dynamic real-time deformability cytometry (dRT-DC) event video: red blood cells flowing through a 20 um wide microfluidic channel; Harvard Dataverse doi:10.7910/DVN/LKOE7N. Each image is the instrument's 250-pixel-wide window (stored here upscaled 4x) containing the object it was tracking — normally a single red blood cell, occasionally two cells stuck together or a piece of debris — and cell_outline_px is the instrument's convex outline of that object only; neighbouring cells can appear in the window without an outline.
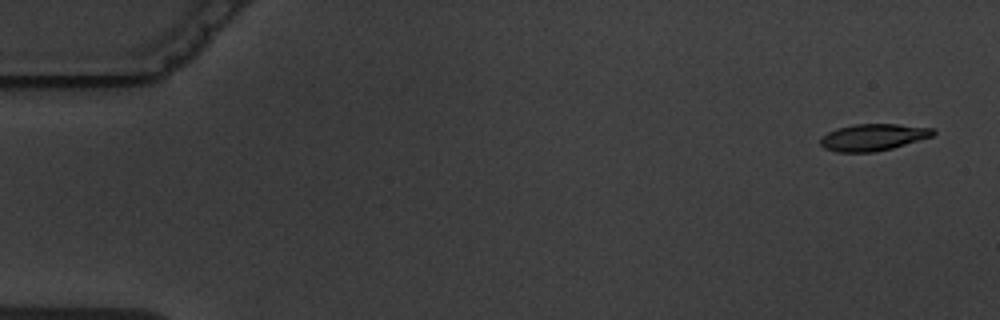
{"species": "common noctule bat (a hibernating species)", "species_latin": "Nyctalus noctula", "temperature_condition": "warm", "stored_images_in_passage": 8, "camera_frame_rate_fps": 3000, "um_per_image_px": 0.085, "animal": {"sex": "male", "body_mass_g": 19.5, "forearm_length_mm": 54.6}, "frame": {"image": 1, "passage_image": 1, "time_ms": 0.0, "image_size_px": [1000, 320], "cell_outline_px": [[936, 132], [932, 136], [892, 148], [872, 152], [836, 152], [824, 148], [820, 144], [820, 136], [836, 128], [856, 124], [900, 124], [932, 128]], "centroid_in_image_um": [74.17, 11.66], "position_along_channel_um": 10.8, "area_um2": 17.57}}
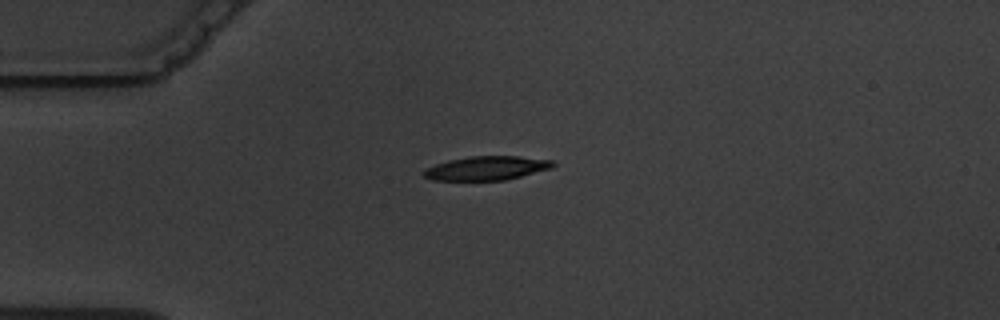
{"frame": {"image": 2, "passage_image": 4, "time_ms": 4.0, "image_size_px": [1000, 320], "cell_outline_px": [[556, 164], [552, 168], [504, 180], [432, 180], [424, 176], [420, 172], [424, 168], [448, 160], [472, 156], [520, 156], [552, 160]], "centroid_in_image_um": [41.33, 14.29], "position_along_channel_um": 43.7, "area_um2": 18.03}}